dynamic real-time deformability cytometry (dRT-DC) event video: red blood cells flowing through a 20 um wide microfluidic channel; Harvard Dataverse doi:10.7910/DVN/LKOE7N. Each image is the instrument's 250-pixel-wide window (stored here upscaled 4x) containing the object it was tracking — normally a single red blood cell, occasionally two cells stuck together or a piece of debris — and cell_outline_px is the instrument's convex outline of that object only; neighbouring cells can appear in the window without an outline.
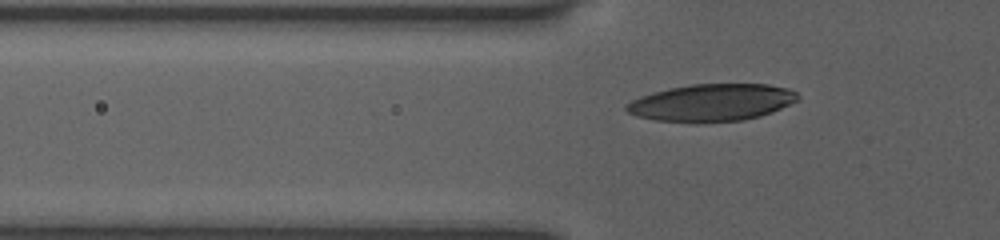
{"species": "human", "species_latin": "Homo sapiens", "temperature_condition": "room temperature", "stored_images_in_passage": 60, "camera_frame_rate_fps": 3000, "um_per_image_px": 0.085, "donor": {"sex": "female"}, "frame": {"image": 1, "passage_image": 2, "time_ms": 0.333, "image_size_px": [1000, 240], "cell_outline_px": [[800, 100], [772, 112], [760, 116], [744, 120], [696, 124], [652, 120], [636, 116], [628, 112], [624, 108], [624, 104], [640, 96], [652, 92], [668, 88], [692, 84], [768, 84], [788, 88], [796, 92], [800, 96]], "centroid_in_image_um": [60.47, 8.74], "position_along_channel_um": 65.3, "area_um2": 37.97}}
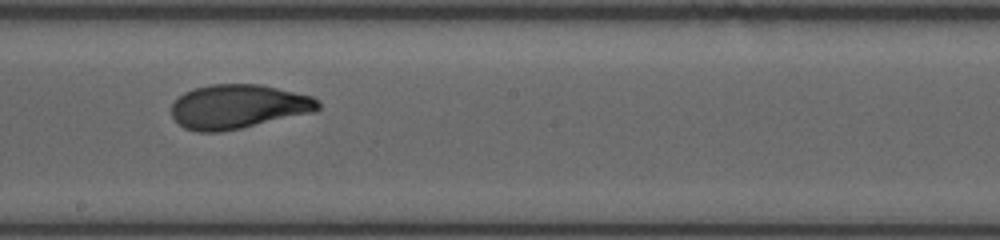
{"frame": {"image": 2, "passage_image": 18, "time_ms": 4.667, "image_size_px": [1000, 240], "cell_outline_px": [[320, 108], [316, 112], [240, 128], [220, 132], [196, 132], [184, 128], [172, 116], [172, 104], [184, 92], [192, 88], [212, 84], [260, 84], [312, 96], [320, 100]], "centroid_in_image_um": [20.26, 9.06], "position_along_channel_um": 227.9, "area_um2": 37.86}}
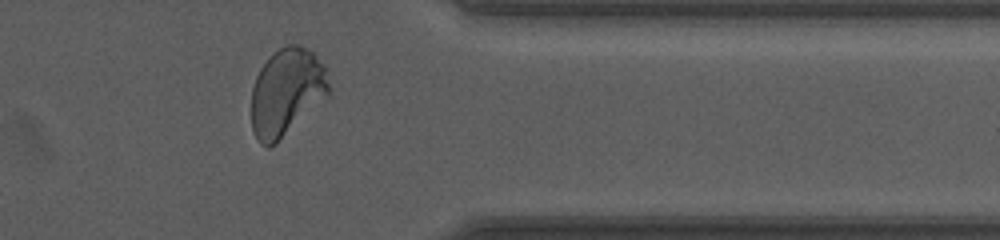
{"frame": {"image": 3, "passage_image": 46, "time_ms": 9.0, "image_size_px": [1000, 240], "cell_outline_px": [[332, 92], [328, 96], [276, 144], [268, 148], [260, 144], [256, 140], [252, 132], [252, 88], [256, 76], [260, 68], [272, 52], [288, 44], [300, 44], [308, 48], [316, 56], [324, 68]], "centroid_in_image_um": [24.35, 7.85], "position_along_channel_um": 387.1, "area_um2": 39.82}, "authors_computed_cell_mechanics": {"area_um2": 37.9746, "velocity_mm_per_s": 3.8633, "shape_relaxation_time_tau1_ms": 3.9531, "shape_relaxation_time_tau2_ms": 0.9306, "deformation_change_tau1": 0.1632, "deformation_change_tau2": 0.0665}}